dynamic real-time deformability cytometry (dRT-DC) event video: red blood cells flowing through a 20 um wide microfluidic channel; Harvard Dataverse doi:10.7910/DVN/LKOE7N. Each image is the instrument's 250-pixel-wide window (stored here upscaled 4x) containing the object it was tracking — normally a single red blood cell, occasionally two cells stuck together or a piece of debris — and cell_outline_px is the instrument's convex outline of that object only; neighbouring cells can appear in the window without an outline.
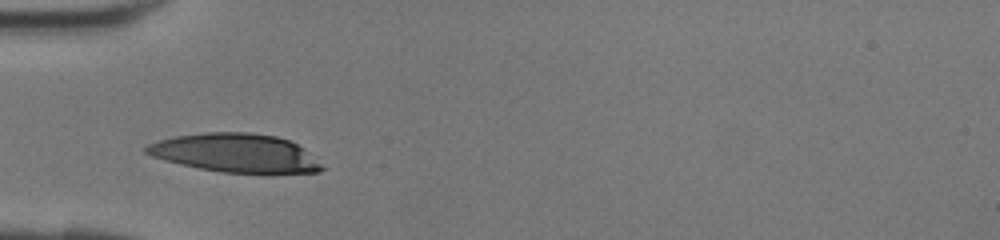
{"species": "human", "species_latin": "Homo sapiens", "temperature_condition": "room temperature", "stored_images_in_passage": 22, "camera_frame_rate_fps": 3000, "um_per_image_px": 0.085, "donor": {"sex": "female"}, "frame": {"image": 1, "passage_image": 1, "time_ms": 0.0, "image_size_px": [1000, 240], "cell_outline_px": [[328, 168], [320, 172], [224, 172], [200, 168], [180, 164], [164, 160], [152, 156], [144, 152], [144, 148], [148, 144], [160, 140], [176, 136], [204, 132], [248, 132], [276, 136], [288, 140], [304, 148]], "centroid_in_image_um": [20.04, 12.99], "position_along_channel_um": 65.0, "area_um2": 39.25}}
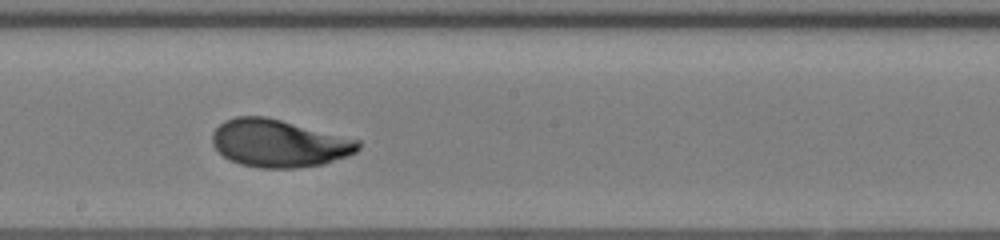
{"frame": {"image": 2, "passage_image": 11, "time_ms": 3.333, "image_size_px": [1000, 240], "cell_outline_px": [[360, 148], [356, 152], [324, 164], [296, 168], [260, 168], [240, 164], [224, 156], [212, 144], [212, 132], [224, 120], [236, 116], [264, 116], [360, 140]], "centroid_in_image_um": [23.69, 12.18], "position_along_channel_um": 224.5, "area_um2": 40.23}}
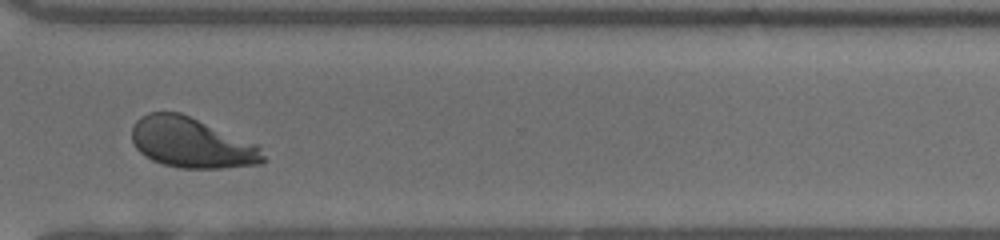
{"frame": {"image": 3, "passage_image": 19, "time_ms": 6.0, "image_size_px": [1000, 240], "cell_outline_px": [[268, 160], [264, 164], [220, 168], [180, 168], [164, 164], [152, 160], [144, 156], [136, 148], [132, 140], [132, 128], [136, 120], [140, 116], [148, 112], [180, 112], [256, 144], [260, 148]], "centroid_in_image_um": [16.28, 12.15], "position_along_channel_um": 354.3, "area_um2": 38.44}}